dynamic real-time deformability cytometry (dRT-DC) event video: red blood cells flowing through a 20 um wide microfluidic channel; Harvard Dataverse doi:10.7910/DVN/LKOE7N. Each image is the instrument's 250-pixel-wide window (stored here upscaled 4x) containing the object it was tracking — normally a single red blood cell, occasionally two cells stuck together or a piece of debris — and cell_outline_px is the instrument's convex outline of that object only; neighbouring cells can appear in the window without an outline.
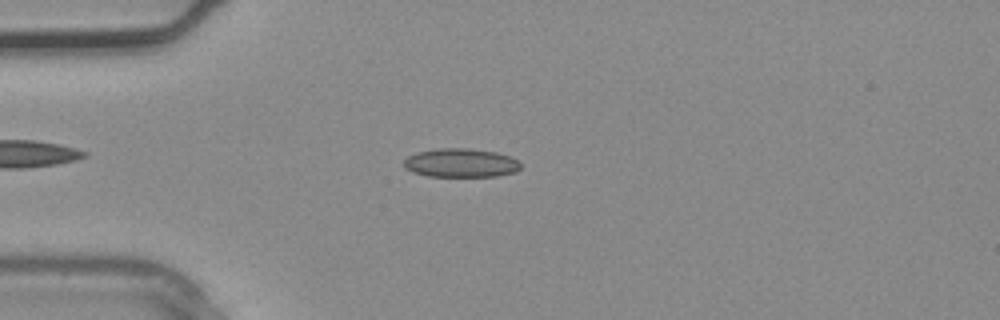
{"species": "common noctule bat (a hibernating species)", "species_latin": "Nyctalus noctula", "temperature_condition": "warm", "stored_images_in_passage": 3, "camera_frame_rate_fps": 3000, "um_per_image_px": 0.085, "animal": {"sex": "male", "body_mass_g": 20.4}, "frame": {"image": 1, "passage_image": 3, "time_ms": 0.667, "image_size_px": [1000, 320], "cell_outline_px": [[520, 168], [516, 172], [496, 176], [428, 176], [412, 172], [404, 168], [404, 160], [408, 156], [416, 152], [440, 148], [468, 148], [496, 152], [508, 156], [516, 160], [520, 164]], "centroid_in_image_um": [39.14, 13.85], "position_along_channel_um": 45.9, "area_um2": 19.54}}